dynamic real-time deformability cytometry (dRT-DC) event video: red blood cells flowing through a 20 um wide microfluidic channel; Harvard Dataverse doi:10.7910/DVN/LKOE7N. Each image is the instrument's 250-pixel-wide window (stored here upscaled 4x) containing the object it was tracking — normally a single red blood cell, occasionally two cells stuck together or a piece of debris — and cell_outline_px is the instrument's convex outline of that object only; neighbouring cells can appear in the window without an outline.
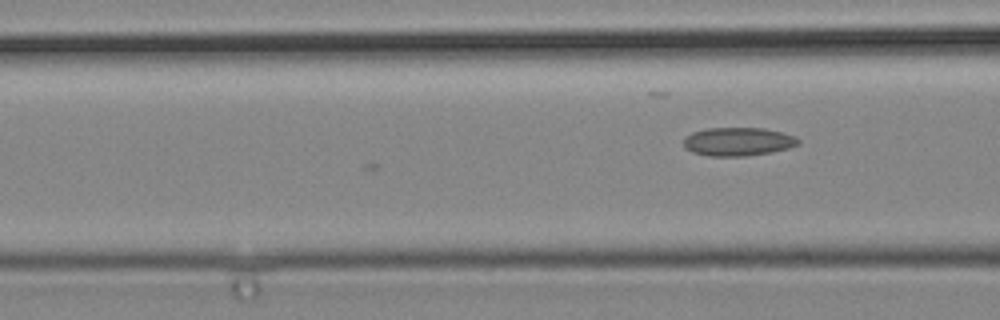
{"species": "common noctule bat (a hibernating species)", "species_latin": "Nyctalus noctula", "temperature_condition": "cold", "stored_images_in_passage": 3, "camera_frame_rate_fps": 3000, "um_per_image_px": 0.085, "animal": {"sex": "male", "body_mass_g": 19.2, "forearm_length_mm": 51.8}, "frame": {"image": 1, "passage_image": 3, "time_ms": 0.667, "image_size_px": [1000, 320], "cell_outline_px": [[800, 144], [788, 148], [772, 152], [744, 156], [708, 156], [692, 152], [684, 148], [684, 140], [692, 132], [708, 128], [764, 128], [796, 136], [800, 140]], "centroid_in_image_um": [62.75, 12.04], "position_along_channel_um": 103.9, "area_um2": 19.02}}